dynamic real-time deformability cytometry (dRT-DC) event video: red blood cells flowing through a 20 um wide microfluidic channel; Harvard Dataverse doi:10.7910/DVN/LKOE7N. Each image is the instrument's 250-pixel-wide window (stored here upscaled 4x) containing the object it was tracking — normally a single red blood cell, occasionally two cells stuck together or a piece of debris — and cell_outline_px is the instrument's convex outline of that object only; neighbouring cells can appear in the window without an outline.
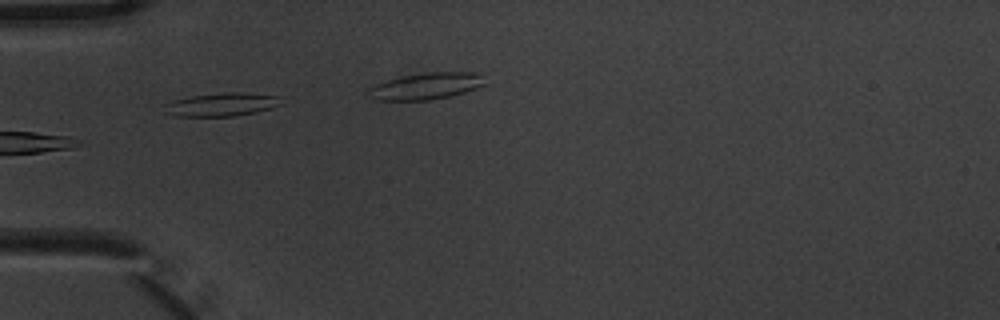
{"species": "common noctule bat (a hibernating species)", "species_latin": "Nyctalus noctula", "temperature_condition": "warm", "stored_images_in_passage": 7, "camera_frame_rate_fps": 3000, "um_per_image_px": 0.085, "animal": {"sex": "male", "body_mass_g": 20.1, "forearm_length_mm": 53.5}, "frame": {"image": 1, "passage_image": 5, "time_ms": 1.333, "image_size_px": [1000, 320], "cell_outline_px": [[284, 104], [272, 108], [256, 112], [236, 116], [176, 116], [168, 112], [164, 104], [172, 100], [192, 96], [224, 92], [240, 92], [280, 96]], "centroid_in_image_um": [18.92, 8.87], "position_along_channel_um": 66.1, "area_um2": 15.9}}